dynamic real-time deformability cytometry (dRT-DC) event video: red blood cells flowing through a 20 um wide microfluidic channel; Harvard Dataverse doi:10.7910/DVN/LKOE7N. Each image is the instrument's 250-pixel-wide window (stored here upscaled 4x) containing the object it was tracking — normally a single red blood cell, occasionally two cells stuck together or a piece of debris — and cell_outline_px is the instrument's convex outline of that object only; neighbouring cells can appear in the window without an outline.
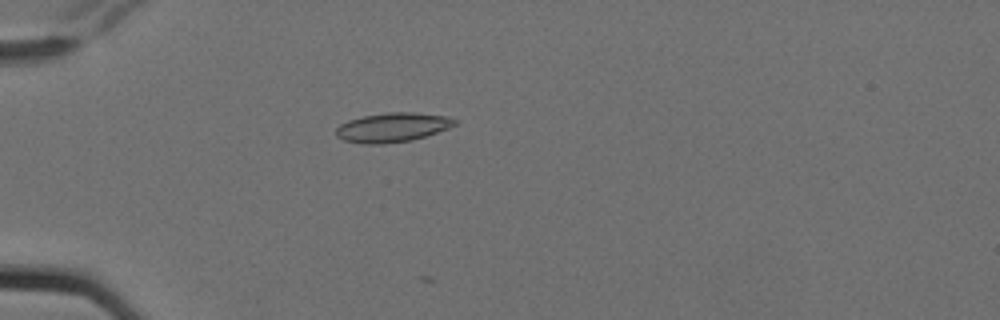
{"species": "Egyptian fruit bat (a non-hibernating species)", "species_latin": "Rousettus aegyptiacus", "temperature_condition": "cold", "stored_images_in_passage": 4, "camera_frame_rate_fps": 3000, "um_per_image_px": 0.085, "animal": {"sex": "female"}, "frame": {"image": 1, "passage_image": 3, "time_ms": 0.667, "image_size_px": [1000, 320], "cell_outline_px": [[460, 120], [456, 124], [448, 128], [412, 140], [384, 144], [360, 144], [344, 140], [336, 136], [336, 128], [340, 124], [348, 120], [364, 116], [388, 112], [412, 112], [448, 116]], "centroid_in_image_um": [33.36, 10.83], "position_along_channel_um": 51.6, "area_um2": 20.35}}